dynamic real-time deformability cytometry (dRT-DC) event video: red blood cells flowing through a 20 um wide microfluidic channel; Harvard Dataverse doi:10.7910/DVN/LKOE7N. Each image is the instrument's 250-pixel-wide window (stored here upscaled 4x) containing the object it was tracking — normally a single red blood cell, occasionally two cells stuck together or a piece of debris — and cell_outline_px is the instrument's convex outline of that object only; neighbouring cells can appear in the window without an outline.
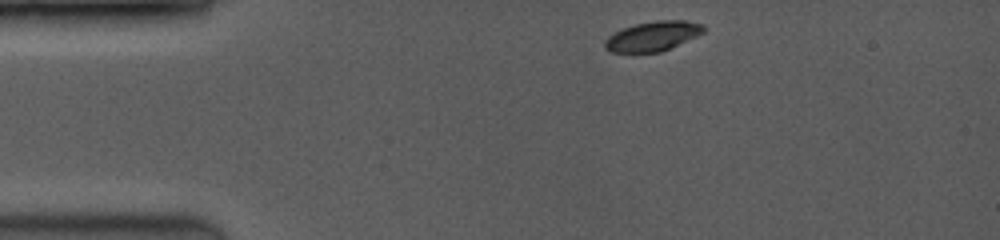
{"species": "common noctule bat (a hibernating species)", "species_latin": "Nyctalus noctula", "temperature_condition": "room temperature", "stored_images_in_passage": 5, "camera_frame_rate_fps": 3500, "um_per_image_px": 0.085, "animal": {"sex": "female", "body_mass_g": 19.0, "forearm_length_mm": 53.3}, "frame": {"image": 1, "passage_image": 1, "time_ms": 0.0, "image_size_px": [1000, 240], "cell_outline_px": [[704, 32], [696, 36], [660, 52], [612, 52], [604, 48], [604, 40], [608, 36], [624, 28], [636, 24], [656, 20], [684, 20], [704, 24]], "centroid_in_image_um": [55.48, 3.07], "position_along_channel_um": 29.5, "area_um2": 16.88}}